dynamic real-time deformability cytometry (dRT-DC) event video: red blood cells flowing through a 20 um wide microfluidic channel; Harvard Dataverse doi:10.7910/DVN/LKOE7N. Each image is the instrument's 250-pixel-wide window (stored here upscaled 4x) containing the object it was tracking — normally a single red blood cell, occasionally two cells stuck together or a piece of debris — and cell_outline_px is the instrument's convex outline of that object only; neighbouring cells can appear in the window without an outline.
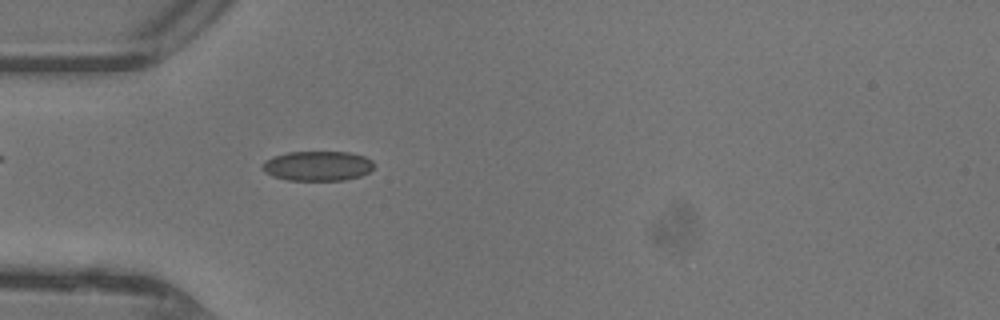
{"species": "common noctule bat (a hibernating species)", "species_latin": "Nyctalus noctula", "temperature_condition": "warm", "stored_images_in_passage": 39, "camera_frame_rate_fps": 3000, "um_per_image_px": 0.085, "animal": {"sex": "female"}, "frame": {"image": 1, "passage_image": 7, "time_ms": 2.0, "image_size_px": [1000, 320], "cell_outline_px": [[376, 164], [368, 172], [360, 176], [344, 180], [288, 180], [272, 176], [264, 172], [260, 168], [264, 160], [272, 156], [288, 152], [348, 152], [364, 156], [372, 160]], "centroid_in_image_um": [26.96, 14.1], "position_along_channel_um": 58.0, "area_um2": 19.54}}
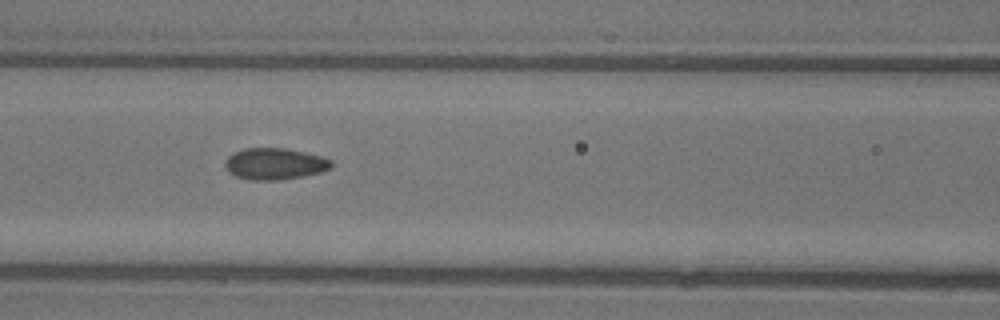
{"frame": {"image": 2, "passage_image": 13, "time_ms": 4.0, "image_size_px": [1000, 320], "cell_outline_px": [[332, 168], [320, 172], [280, 180], [248, 180], [236, 176], [228, 172], [224, 168], [224, 160], [228, 156], [244, 148], [284, 148], [304, 152], [320, 156], [332, 160]], "centroid_in_image_um": [23.31, 13.93], "position_along_channel_um": 143.3, "area_um2": 19.54}}
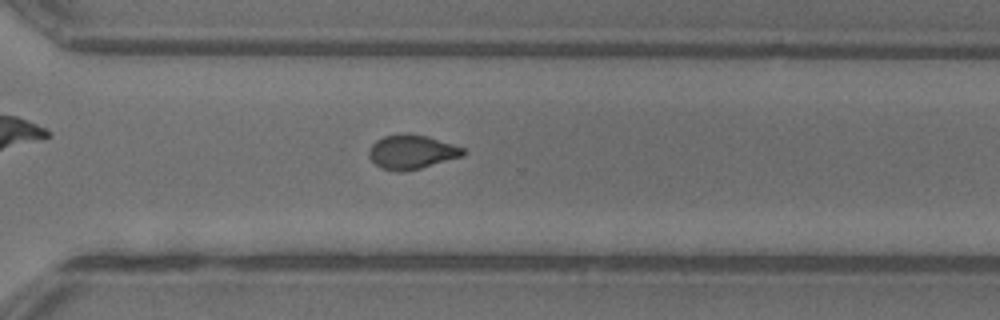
{"frame": {"image": 3, "passage_image": 26, "time_ms": 8.333, "image_size_px": [1000, 320], "cell_outline_px": [[464, 156], [420, 168], [404, 172], [396, 172], [380, 168], [368, 156], [368, 148], [376, 140], [384, 136], [428, 136], [464, 148]], "centroid_in_image_um": [34.97, 12.96], "position_along_channel_um": 335.6, "area_um2": 18.32}, "authors_computed_cell_mechanics": {"area_um2": 18.785, "velocity_mm_per_s": 4.4581, "shape_relaxation_time_tau1_ms": null, "shape_relaxation_time_tau2_ms": 1.119, "deformation_change_tau1": null, "deformation_change_tau2": 0.0527}}